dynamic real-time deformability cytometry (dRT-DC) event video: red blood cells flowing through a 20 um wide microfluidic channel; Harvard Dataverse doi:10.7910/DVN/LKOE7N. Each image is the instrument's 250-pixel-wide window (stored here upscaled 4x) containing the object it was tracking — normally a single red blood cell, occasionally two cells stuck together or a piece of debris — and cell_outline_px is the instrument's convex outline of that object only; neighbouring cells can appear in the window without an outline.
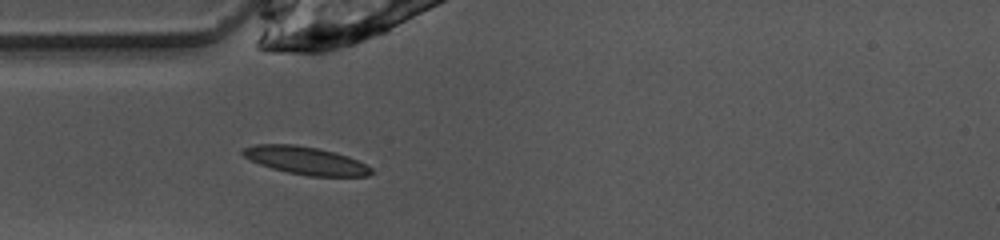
{"species": "common noctule bat (a hibernating species)", "species_latin": "Nyctalus noctula", "temperature_condition": "warm", "stored_images_in_passage": 41, "camera_frame_rate_fps": 3000, "um_per_image_px": 0.085, "animal": {"sex": "female", "body_mass_g": 10.0, "forearm_length_mm": 53.1}, "frame": {"image": 1, "passage_image": 5, "time_ms": 1.333, "image_size_px": [1000, 240], "cell_outline_px": [[376, 172], [368, 176], [308, 176], [288, 172], [272, 168], [260, 164], [244, 156], [240, 152], [244, 148], [256, 144], [296, 144], [316, 148], [348, 156], [372, 168]], "centroid_in_image_um": [26.0, 13.65], "position_along_channel_um": 59.0, "area_um2": 20.63}}
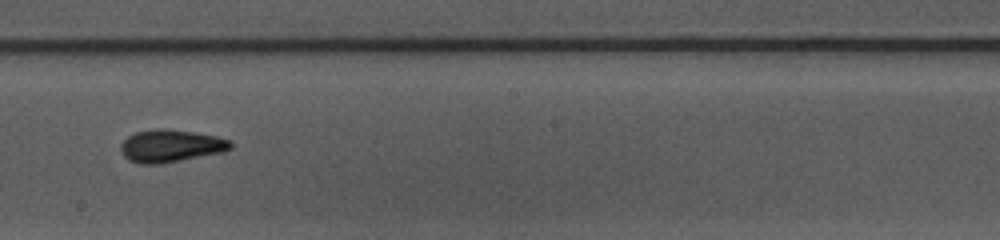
{"frame": {"image": 2, "passage_image": 18, "time_ms": 5.667, "image_size_px": [1000, 240], "cell_outline_px": [[232, 148], [224, 152], [160, 164], [140, 164], [128, 160], [120, 152], [120, 144], [128, 136], [136, 132], [156, 128], [168, 128], [196, 132], [216, 136], [232, 140]], "centroid_in_image_um": [14.52, 12.39], "position_along_channel_um": 233.7, "area_um2": 21.15}}
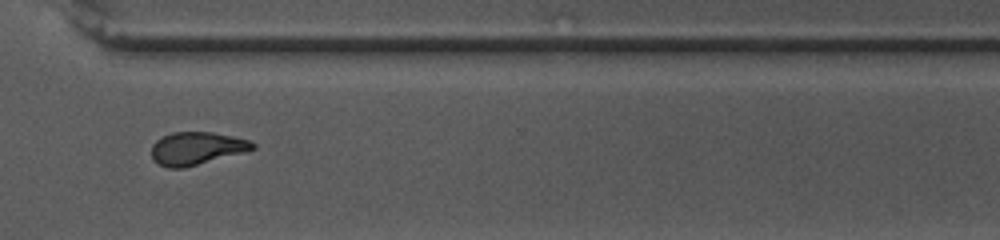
{"frame": {"image": 3, "passage_image": 27, "time_ms": 8.667, "image_size_px": [1000, 240], "cell_outline_px": [[256, 148], [244, 152], [184, 168], [168, 168], [160, 164], [152, 156], [152, 144], [156, 140], [172, 132], [212, 132], [232, 136], [248, 140], [256, 144]], "centroid_in_image_um": [16.72, 12.6], "position_along_channel_um": 353.9, "area_um2": 19.13}, "authors_computed_cell_mechanics": {"area_um2": 19.4208, "velocity_mm_per_s": 4.0234, "shape_relaxation_time_tau1_ms": 4.0296, "shape_relaxation_time_tau2_ms": 1.5178, "deformation_change_tau1": 0.1562, "deformation_change_tau2": 0.085}}